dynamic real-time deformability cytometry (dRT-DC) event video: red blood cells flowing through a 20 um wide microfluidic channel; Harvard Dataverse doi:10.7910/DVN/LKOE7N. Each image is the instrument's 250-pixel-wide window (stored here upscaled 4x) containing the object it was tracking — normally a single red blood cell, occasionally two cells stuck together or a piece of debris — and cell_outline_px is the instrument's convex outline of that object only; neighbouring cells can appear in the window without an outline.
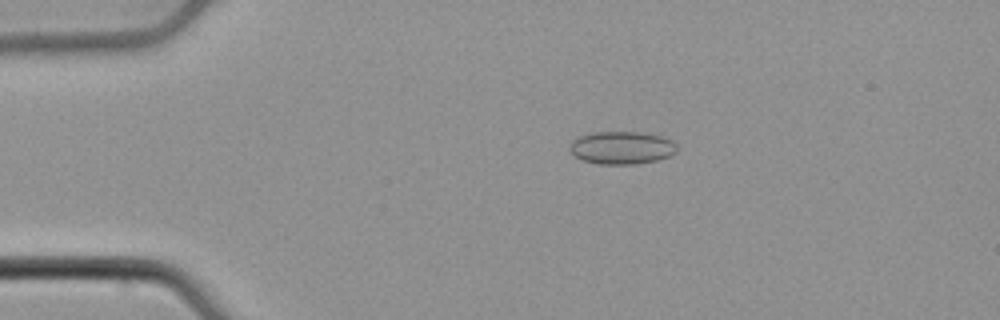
{"species": "common noctule bat (a hibernating species)", "species_latin": "Nyctalus noctula", "temperature_condition": "cold", "stored_images_in_passage": 54, "camera_frame_rate_fps": 3000, "um_per_image_px": 0.085, "animal": {"sex": "male", "body_mass_g": 21.5, "forearm_length_mm": 52.0}, "frame": {"image": 1, "passage_image": 11, "time_ms": 3.333, "image_size_px": [1000, 320], "cell_outline_px": [[676, 152], [668, 156], [656, 160], [636, 164], [600, 164], [584, 160], [576, 156], [568, 148], [572, 140], [580, 136], [592, 132], [644, 132], [660, 136], [672, 140], [676, 144]], "centroid_in_image_um": [52.85, 12.55], "position_along_channel_um": 32.2, "area_um2": 20.4}}
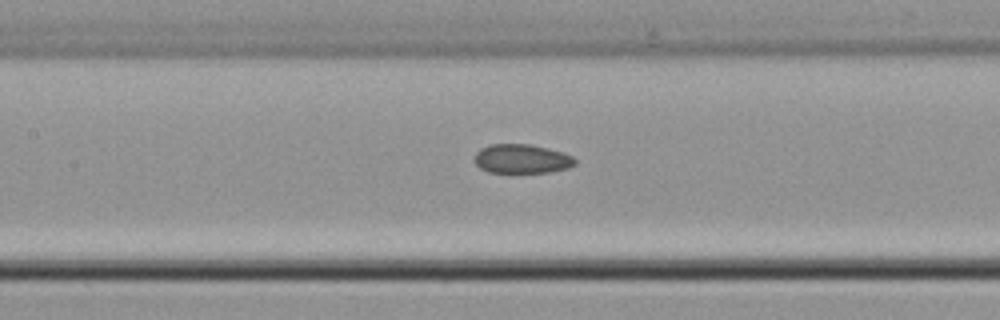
{"frame": {"image": 2, "passage_image": 25, "time_ms": 8.0, "image_size_px": [1000, 320], "cell_outline_px": [[576, 164], [568, 168], [548, 172], [488, 172], [480, 168], [472, 160], [476, 152], [480, 148], [488, 144], [528, 144], [548, 148], [572, 156], [576, 160]], "centroid_in_image_um": [44.3, 13.49], "position_along_channel_um": 163.1, "area_um2": 17.11}}
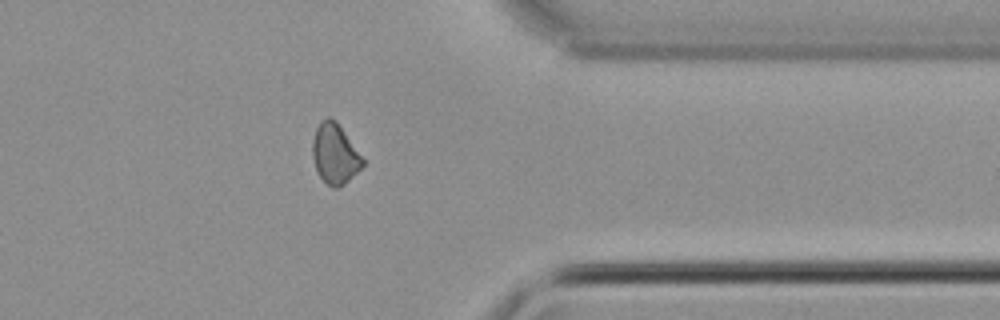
{"frame": {"image": 3, "passage_image": 43, "time_ms": 14.0, "image_size_px": [1000, 320], "cell_outline_px": [[364, 164], [340, 188], [332, 188], [316, 172], [312, 156], [312, 140], [316, 128], [320, 120], [328, 116], [336, 120], [364, 160]], "centroid_in_image_um": [28.43, 13.06], "position_along_channel_um": 383.0, "area_um2": 17.51}, "authors_computed_cell_mechanics": {"area_um2": 17.8891, "velocity_mm_per_s": 3.8513, "shape_relaxation_time_tau1_ms": null, "shape_relaxation_time_tau2_ms": 6.3739, "deformation_change_tau1": null, "deformation_change_tau2": 0.1131}}